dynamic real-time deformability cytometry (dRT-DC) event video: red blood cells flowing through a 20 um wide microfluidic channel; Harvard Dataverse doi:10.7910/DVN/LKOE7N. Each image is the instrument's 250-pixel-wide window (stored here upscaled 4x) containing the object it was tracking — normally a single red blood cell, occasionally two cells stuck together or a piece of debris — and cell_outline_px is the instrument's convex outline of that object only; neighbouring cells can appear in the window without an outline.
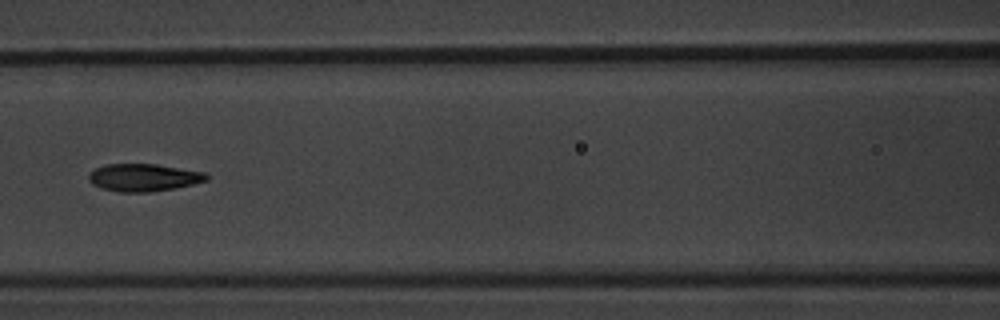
{"species": "common noctule bat (a hibernating species)", "species_latin": "Nyctalus noctula", "temperature_condition": "warm", "stored_images_in_passage": 9, "camera_frame_rate_fps": 3000, "um_per_image_px": 0.085, "animal": {"sex": "male", "body_mass_g": 20.1, "forearm_length_mm": 53.5}, "frame": {"image": 1, "passage_image": 6, "time_ms": 7.0, "image_size_px": [1000, 320], "cell_outline_px": [[208, 180], [176, 188], [152, 192], [120, 192], [100, 188], [92, 184], [88, 180], [88, 172], [104, 164], [156, 164], [204, 172], [208, 176]], "centroid_in_image_um": [12.16, 15.09], "position_along_channel_um": 154.4, "area_um2": 19.02}}
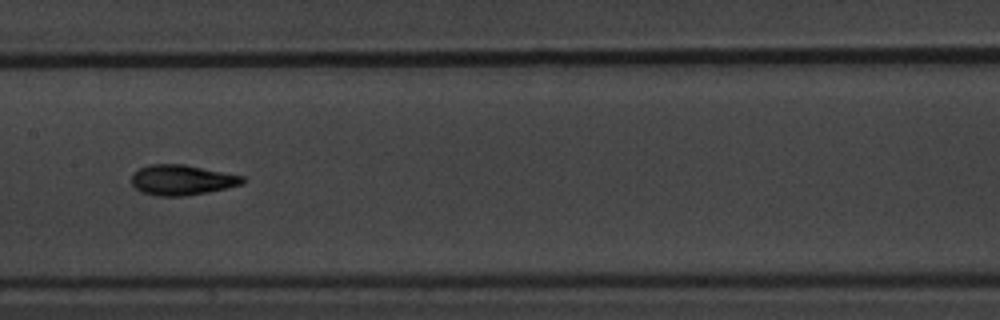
{"frame": {"image": 2, "passage_image": 7, "time_ms": 8.0, "image_size_px": [1000, 320], "cell_outline_px": [[248, 180], [244, 184], [228, 188], [208, 192], [184, 196], [156, 196], [144, 192], [136, 188], [132, 184], [132, 176], [140, 168], [148, 164], [184, 164], [244, 176]], "centroid_in_image_um": [15.52, 15.3], "position_along_channel_um": 191.9, "area_um2": 19.65}}
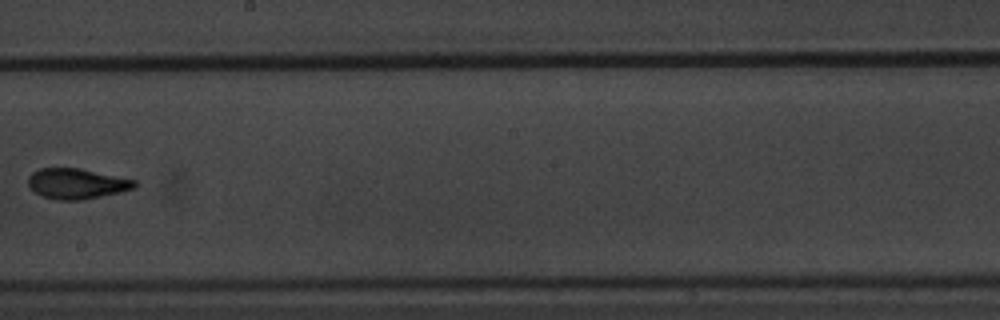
{"frame": {"image": 3, "passage_image": 8, "time_ms": 9.333, "image_size_px": [1000, 320], "cell_outline_px": [[136, 188], [120, 192], [80, 200], [56, 200], [44, 196], [36, 192], [28, 184], [28, 176], [32, 172], [40, 168], [80, 168], [136, 180]], "centroid_in_image_um": [6.53, 15.6], "position_along_channel_um": 241.7, "area_um2": 18.73}}